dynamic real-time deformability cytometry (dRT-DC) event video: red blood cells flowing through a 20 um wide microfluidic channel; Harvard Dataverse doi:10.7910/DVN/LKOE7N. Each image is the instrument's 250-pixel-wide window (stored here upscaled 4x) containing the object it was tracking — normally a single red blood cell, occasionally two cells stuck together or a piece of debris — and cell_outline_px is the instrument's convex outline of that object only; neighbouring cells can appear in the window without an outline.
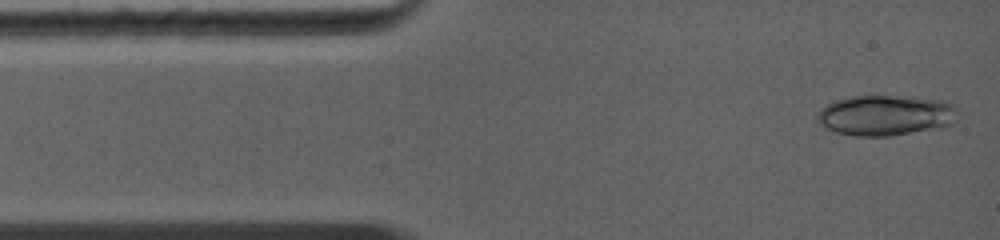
{"species": "common noctule bat (a hibernating species)", "species_latin": "Nyctalus noctula", "temperature_condition": "warm", "stored_images_in_passage": 7, "camera_frame_rate_fps": 5000, "um_per_image_px": 0.085, "animal": {"sex": "female", "body_mass_g": 19.0, "forearm_length_mm": 56.7}, "frame": {"image": 1, "passage_image": 2, "time_ms": 0.2, "image_size_px": [1000, 240], "cell_outline_px": [[956, 124], [944, 128], [888, 136], [856, 136], [836, 132], [820, 124], [816, 120], [816, 116], [828, 104], [836, 100], [852, 96], [912, 96], [944, 100], [952, 104], [956, 108]], "centroid_in_image_um": [75.36, 9.8], "position_along_channel_um": 9.6, "area_um2": 33.47}}